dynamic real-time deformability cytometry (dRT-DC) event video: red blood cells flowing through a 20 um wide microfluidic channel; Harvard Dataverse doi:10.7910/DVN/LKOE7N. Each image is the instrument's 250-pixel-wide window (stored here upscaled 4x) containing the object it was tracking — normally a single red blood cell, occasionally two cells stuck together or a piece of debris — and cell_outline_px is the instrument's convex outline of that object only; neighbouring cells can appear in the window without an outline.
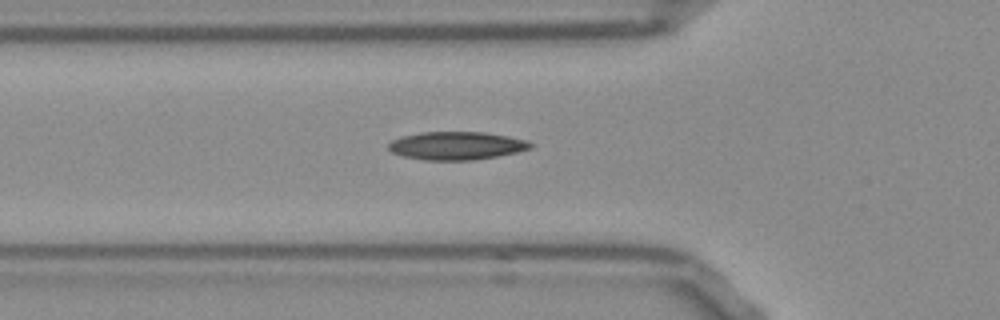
{"species": "Egyptian fruit bat (a non-hibernating species)", "species_latin": "Rousettus aegyptiacus", "temperature_condition": "room temperature", "stored_images_in_passage": 35, "camera_frame_rate_fps": 3000, "um_per_image_px": 0.085, "frame": {"image": 1, "passage_image": 2, "time_ms": 0.333, "image_size_px": [1000, 320], "cell_outline_px": [[536, 144], [532, 148], [516, 152], [496, 156], [472, 160], [424, 160], [404, 156], [392, 152], [388, 148], [388, 144], [392, 140], [400, 136], [420, 132], [484, 132], [508, 136], [528, 140]], "centroid_in_image_um": [38.82, 12.37], "position_along_channel_um": 87.0, "area_um2": 23.35}}
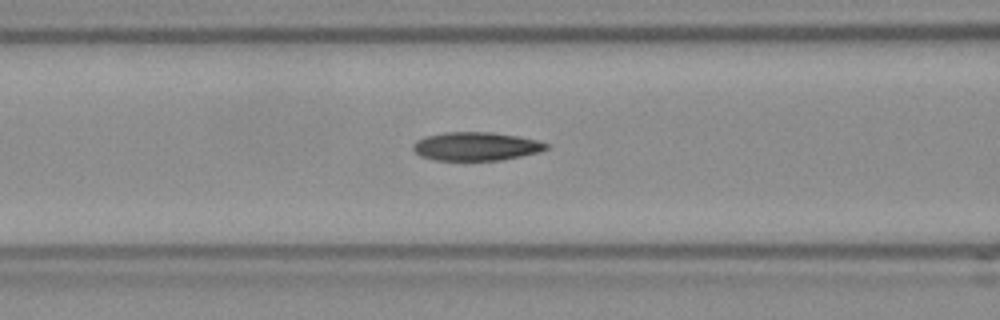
{"frame": {"image": 2, "passage_image": 5, "time_ms": 1.333, "image_size_px": [1000, 320], "cell_outline_px": [[548, 148], [540, 152], [500, 160], [436, 160], [420, 156], [412, 148], [412, 144], [416, 140], [424, 136], [444, 132], [492, 132], [516, 136], [536, 140], [548, 144]], "centroid_in_image_um": [40.42, 12.43], "position_along_channel_um": 126.2, "area_um2": 22.08}}
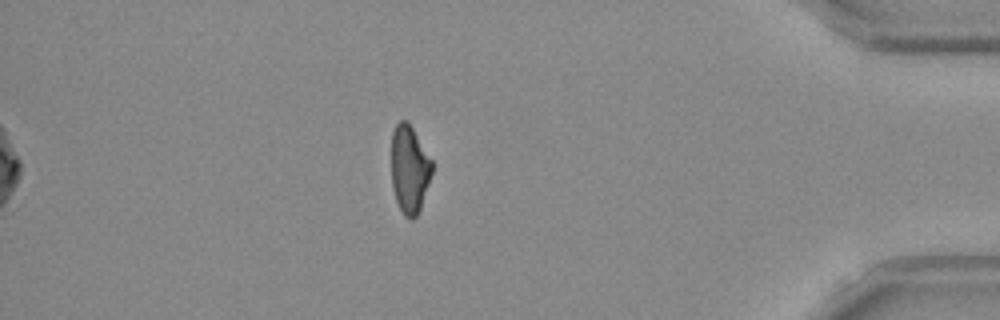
{"frame": {"image": 3, "passage_image": 30, "time_ms": 9.667, "image_size_px": [1000, 320], "cell_outline_px": [[432, 172], [420, 208], [416, 216], [412, 220], [404, 216], [396, 200], [392, 184], [392, 132], [396, 124], [400, 120], [408, 120], [432, 160]], "centroid_in_image_um": [34.8, 14.35], "position_along_channel_um": 400.4, "area_um2": 20.63}}